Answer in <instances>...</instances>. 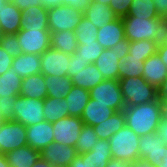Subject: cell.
Returning <instances> with one entry per match:
<instances>
[{
	"label": "cell",
	"mask_w": 167,
	"mask_h": 167,
	"mask_svg": "<svg viewBox=\"0 0 167 167\" xmlns=\"http://www.w3.org/2000/svg\"><path fill=\"white\" fill-rule=\"evenodd\" d=\"M123 112L125 124L139 136L157 132L162 121L161 105L158 99L136 106H127Z\"/></svg>",
	"instance_id": "1"
},
{
	"label": "cell",
	"mask_w": 167,
	"mask_h": 167,
	"mask_svg": "<svg viewBox=\"0 0 167 167\" xmlns=\"http://www.w3.org/2000/svg\"><path fill=\"white\" fill-rule=\"evenodd\" d=\"M122 21L126 42L147 39L160 43L164 40L166 32L164 17L145 19L125 16Z\"/></svg>",
	"instance_id": "2"
},
{
	"label": "cell",
	"mask_w": 167,
	"mask_h": 167,
	"mask_svg": "<svg viewBox=\"0 0 167 167\" xmlns=\"http://www.w3.org/2000/svg\"><path fill=\"white\" fill-rule=\"evenodd\" d=\"M125 106H136L158 99L157 88L149 84L142 76L119 79Z\"/></svg>",
	"instance_id": "3"
},
{
	"label": "cell",
	"mask_w": 167,
	"mask_h": 167,
	"mask_svg": "<svg viewBox=\"0 0 167 167\" xmlns=\"http://www.w3.org/2000/svg\"><path fill=\"white\" fill-rule=\"evenodd\" d=\"M113 159L134 163L139 159V135L126 124L108 140Z\"/></svg>",
	"instance_id": "4"
},
{
	"label": "cell",
	"mask_w": 167,
	"mask_h": 167,
	"mask_svg": "<svg viewBox=\"0 0 167 167\" xmlns=\"http://www.w3.org/2000/svg\"><path fill=\"white\" fill-rule=\"evenodd\" d=\"M139 159L153 167H167V144L157 132L139 136Z\"/></svg>",
	"instance_id": "5"
},
{
	"label": "cell",
	"mask_w": 167,
	"mask_h": 167,
	"mask_svg": "<svg viewBox=\"0 0 167 167\" xmlns=\"http://www.w3.org/2000/svg\"><path fill=\"white\" fill-rule=\"evenodd\" d=\"M84 13L67 5L48 9V28L50 32L74 31L81 22Z\"/></svg>",
	"instance_id": "6"
},
{
	"label": "cell",
	"mask_w": 167,
	"mask_h": 167,
	"mask_svg": "<svg viewBox=\"0 0 167 167\" xmlns=\"http://www.w3.org/2000/svg\"><path fill=\"white\" fill-rule=\"evenodd\" d=\"M44 100L17 96L15 100V121L24 126L34 125L45 121L43 114Z\"/></svg>",
	"instance_id": "7"
},
{
	"label": "cell",
	"mask_w": 167,
	"mask_h": 167,
	"mask_svg": "<svg viewBox=\"0 0 167 167\" xmlns=\"http://www.w3.org/2000/svg\"><path fill=\"white\" fill-rule=\"evenodd\" d=\"M90 98L95 99L97 103L108 105L109 108L123 111L125 103L119 86V80L105 79L90 91Z\"/></svg>",
	"instance_id": "8"
},
{
	"label": "cell",
	"mask_w": 167,
	"mask_h": 167,
	"mask_svg": "<svg viewBox=\"0 0 167 167\" xmlns=\"http://www.w3.org/2000/svg\"><path fill=\"white\" fill-rule=\"evenodd\" d=\"M26 126L14 121L0 122V151L1 154L16 150L27 145Z\"/></svg>",
	"instance_id": "9"
},
{
	"label": "cell",
	"mask_w": 167,
	"mask_h": 167,
	"mask_svg": "<svg viewBox=\"0 0 167 167\" xmlns=\"http://www.w3.org/2000/svg\"><path fill=\"white\" fill-rule=\"evenodd\" d=\"M52 125L54 142L75 147L84 123L80 117L67 116Z\"/></svg>",
	"instance_id": "10"
},
{
	"label": "cell",
	"mask_w": 167,
	"mask_h": 167,
	"mask_svg": "<svg viewBox=\"0 0 167 167\" xmlns=\"http://www.w3.org/2000/svg\"><path fill=\"white\" fill-rule=\"evenodd\" d=\"M16 35L22 53L24 54L32 53L41 55L51 47L49 30H19Z\"/></svg>",
	"instance_id": "11"
},
{
	"label": "cell",
	"mask_w": 167,
	"mask_h": 167,
	"mask_svg": "<svg viewBox=\"0 0 167 167\" xmlns=\"http://www.w3.org/2000/svg\"><path fill=\"white\" fill-rule=\"evenodd\" d=\"M70 55L51 47L40 55L41 74L51 76H68Z\"/></svg>",
	"instance_id": "12"
},
{
	"label": "cell",
	"mask_w": 167,
	"mask_h": 167,
	"mask_svg": "<svg viewBox=\"0 0 167 167\" xmlns=\"http://www.w3.org/2000/svg\"><path fill=\"white\" fill-rule=\"evenodd\" d=\"M97 42L104 49L124 47L126 42L122 18L109 22L97 31Z\"/></svg>",
	"instance_id": "13"
},
{
	"label": "cell",
	"mask_w": 167,
	"mask_h": 167,
	"mask_svg": "<svg viewBox=\"0 0 167 167\" xmlns=\"http://www.w3.org/2000/svg\"><path fill=\"white\" fill-rule=\"evenodd\" d=\"M124 47L104 49L94 64L104 79L119 80V63L122 60Z\"/></svg>",
	"instance_id": "14"
},
{
	"label": "cell",
	"mask_w": 167,
	"mask_h": 167,
	"mask_svg": "<svg viewBox=\"0 0 167 167\" xmlns=\"http://www.w3.org/2000/svg\"><path fill=\"white\" fill-rule=\"evenodd\" d=\"M27 145L41 152L48 144L54 142L53 125L43 121L26 127Z\"/></svg>",
	"instance_id": "15"
},
{
	"label": "cell",
	"mask_w": 167,
	"mask_h": 167,
	"mask_svg": "<svg viewBox=\"0 0 167 167\" xmlns=\"http://www.w3.org/2000/svg\"><path fill=\"white\" fill-rule=\"evenodd\" d=\"M76 155L75 147L56 142L48 144L41 151V157L51 165L69 166Z\"/></svg>",
	"instance_id": "16"
},
{
	"label": "cell",
	"mask_w": 167,
	"mask_h": 167,
	"mask_svg": "<svg viewBox=\"0 0 167 167\" xmlns=\"http://www.w3.org/2000/svg\"><path fill=\"white\" fill-rule=\"evenodd\" d=\"M142 77L156 88L159 87L167 77V66L161 60L158 53L148 57L144 62Z\"/></svg>",
	"instance_id": "17"
},
{
	"label": "cell",
	"mask_w": 167,
	"mask_h": 167,
	"mask_svg": "<svg viewBox=\"0 0 167 167\" xmlns=\"http://www.w3.org/2000/svg\"><path fill=\"white\" fill-rule=\"evenodd\" d=\"M22 11L8 0L0 9V28L4 34H17L22 27Z\"/></svg>",
	"instance_id": "18"
},
{
	"label": "cell",
	"mask_w": 167,
	"mask_h": 167,
	"mask_svg": "<svg viewBox=\"0 0 167 167\" xmlns=\"http://www.w3.org/2000/svg\"><path fill=\"white\" fill-rule=\"evenodd\" d=\"M22 27L20 30L38 29L49 30L48 28V9L39 5L31 6L23 10Z\"/></svg>",
	"instance_id": "19"
},
{
	"label": "cell",
	"mask_w": 167,
	"mask_h": 167,
	"mask_svg": "<svg viewBox=\"0 0 167 167\" xmlns=\"http://www.w3.org/2000/svg\"><path fill=\"white\" fill-rule=\"evenodd\" d=\"M114 113H116V111L109 108L108 105L97 103L95 99L90 98L80 118L85 125L93 127L104 122Z\"/></svg>",
	"instance_id": "20"
},
{
	"label": "cell",
	"mask_w": 167,
	"mask_h": 167,
	"mask_svg": "<svg viewBox=\"0 0 167 167\" xmlns=\"http://www.w3.org/2000/svg\"><path fill=\"white\" fill-rule=\"evenodd\" d=\"M11 68L21 78H25L34 74H40L41 72L40 55L32 53L28 54L21 53L13 58V63L11 65Z\"/></svg>",
	"instance_id": "21"
},
{
	"label": "cell",
	"mask_w": 167,
	"mask_h": 167,
	"mask_svg": "<svg viewBox=\"0 0 167 167\" xmlns=\"http://www.w3.org/2000/svg\"><path fill=\"white\" fill-rule=\"evenodd\" d=\"M84 16L98 29L118 18L108 5L98 1L90 2L84 12Z\"/></svg>",
	"instance_id": "22"
},
{
	"label": "cell",
	"mask_w": 167,
	"mask_h": 167,
	"mask_svg": "<svg viewBox=\"0 0 167 167\" xmlns=\"http://www.w3.org/2000/svg\"><path fill=\"white\" fill-rule=\"evenodd\" d=\"M9 167H32L41 157V152L28 145L5 154Z\"/></svg>",
	"instance_id": "23"
},
{
	"label": "cell",
	"mask_w": 167,
	"mask_h": 167,
	"mask_svg": "<svg viewBox=\"0 0 167 167\" xmlns=\"http://www.w3.org/2000/svg\"><path fill=\"white\" fill-rule=\"evenodd\" d=\"M104 79L94 63H90L83 69L76 71V74L71 77L73 85L90 91Z\"/></svg>",
	"instance_id": "24"
},
{
	"label": "cell",
	"mask_w": 167,
	"mask_h": 167,
	"mask_svg": "<svg viewBox=\"0 0 167 167\" xmlns=\"http://www.w3.org/2000/svg\"><path fill=\"white\" fill-rule=\"evenodd\" d=\"M20 96L42 100L47 98V88L44 75L40 73L22 78Z\"/></svg>",
	"instance_id": "25"
},
{
	"label": "cell",
	"mask_w": 167,
	"mask_h": 167,
	"mask_svg": "<svg viewBox=\"0 0 167 167\" xmlns=\"http://www.w3.org/2000/svg\"><path fill=\"white\" fill-rule=\"evenodd\" d=\"M64 98L67 102L69 116L81 117L84 108L90 99V92L73 85Z\"/></svg>",
	"instance_id": "26"
},
{
	"label": "cell",
	"mask_w": 167,
	"mask_h": 167,
	"mask_svg": "<svg viewBox=\"0 0 167 167\" xmlns=\"http://www.w3.org/2000/svg\"><path fill=\"white\" fill-rule=\"evenodd\" d=\"M50 46L52 49L73 55L78 48V42L74 31L65 30L50 32Z\"/></svg>",
	"instance_id": "27"
},
{
	"label": "cell",
	"mask_w": 167,
	"mask_h": 167,
	"mask_svg": "<svg viewBox=\"0 0 167 167\" xmlns=\"http://www.w3.org/2000/svg\"><path fill=\"white\" fill-rule=\"evenodd\" d=\"M125 125V114L123 111L114 113L110 118L93 126L99 139L109 140L112 135L122 129Z\"/></svg>",
	"instance_id": "28"
},
{
	"label": "cell",
	"mask_w": 167,
	"mask_h": 167,
	"mask_svg": "<svg viewBox=\"0 0 167 167\" xmlns=\"http://www.w3.org/2000/svg\"><path fill=\"white\" fill-rule=\"evenodd\" d=\"M146 59L133 57L124 51L122 60L119 63V79L142 76Z\"/></svg>",
	"instance_id": "29"
},
{
	"label": "cell",
	"mask_w": 167,
	"mask_h": 167,
	"mask_svg": "<svg viewBox=\"0 0 167 167\" xmlns=\"http://www.w3.org/2000/svg\"><path fill=\"white\" fill-rule=\"evenodd\" d=\"M47 88V97L64 98L73 87L71 78L68 76L44 75Z\"/></svg>",
	"instance_id": "30"
},
{
	"label": "cell",
	"mask_w": 167,
	"mask_h": 167,
	"mask_svg": "<svg viewBox=\"0 0 167 167\" xmlns=\"http://www.w3.org/2000/svg\"><path fill=\"white\" fill-rule=\"evenodd\" d=\"M43 114L45 115V120L51 123L69 116L65 98H45Z\"/></svg>",
	"instance_id": "31"
},
{
	"label": "cell",
	"mask_w": 167,
	"mask_h": 167,
	"mask_svg": "<svg viewBox=\"0 0 167 167\" xmlns=\"http://www.w3.org/2000/svg\"><path fill=\"white\" fill-rule=\"evenodd\" d=\"M22 78L10 68L4 74L0 75V98L11 95H20Z\"/></svg>",
	"instance_id": "32"
},
{
	"label": "cell",
	"mask_w": 167,
	"mask_h": 167,
	"mask_svg": "<svg viewBox=\"0 0 167 167\" xmlns=\"http://www.w3.org/2000/svg\"><path fill=\"white\" fill-rule=\"evenodd\" d=\"M112 159L109 141L98 139L95 146L89 151V162L91 167H106Z\"/></svg>",
	"instance_id": "33"
},
{
	"label": "cell",
	"mask_w": 167,
	"mask_h": 167,
	"mask_svg": "<svg viewBox=\"0 0 167 167\" xmlns=\"http://www.w3.org/2000/svg\"><path fill=\"white\" fill-rule=\"evenodd\" d=\"M158 42L143 39L140 41L127 42L125 51L136 58H148L157 53Z\"/></svg>",
	"instance_id": "34"
},
{
	"label": "cell",
	"mask_w": 167,
	"mask_h": 167,
	"mask_svg": "<svg viewBox=\"0 0 167 167\" xmlns=\"http://www.w3.org/2000/svg\"><path fill=\"white\" fill-rule=\"evenodd\" d=\"M127 16H135L145 19L160 17L155 8L153 0H133L131 2L129 14Z\"/></svg>",
	"instance_id": "35"
},
{
	"label": "cell",
	"mask_w": 167,
	"mask_h": 167,
	"mask_svg": "<svg viewBox=\"0 0 167 167\" xmlns=\"http://www.w3.org/2000/svg\"><path fill=\"white\" fill-rule=\"evenodd\" d=\"M98 139L99 138L95 133L94 128L84 124L75 145L77 154H83L91 151V148L95 146Z\"/></svg>",
	"instance_id": "36"
},
{
	"label": "cell",
	"mask_w": 167,
	"mask_h": 167,
	"mask_svg": "<svg viewBox=\"0 0 167 167\" xmlns=\"http://www.w3.org/2000/svg\"><path fill=\"white\" fill-rule=\"evenodd\" d=\"M98 28L92 24L85 16L82 17L81 22L77 25L74 32L78 44H85L97 40Z\"/></svg>",
	"instance_id": "37"
},
{
	"label": "cell",
	"mask_w": 167,
	"mask_h": 167,
	"mask_svg": "<svg viewBox=\"0 0 167 167\" xmlns=\"http://www.w3.org/2000/svg\"><path fill=\"white\" fill-rule=\"evenodd\" d=\"M104 48L96 41L83 44H78V48L74 52L78 59L85 62L94 63Z\"/></svg>",
	"instance_id": "38"
},
{
	"label": "cell",
	"mask_w": 167,
	"mask_h": 167,
	"mask_svg": "<svg viewBox=\"0 0 167 167\" xmlns=\"http://www.w3.org/2000/svg\"><path fill=\"white\" fill-rule=\"evenodd\" d=\"M18 95L4 96L0 98V122L14 120L15 121V100Z\"/></svg>",
	"instance_id": "39"
},
{
	"label": "cell",
	"mask_w": 167,
	"mask_h": 167,
	"mask_svg": "<svg viewBox=\"0 0 167 167\" xmlns=\"http://www.w3.org/2000/svg\"><path fill=\"white\" fill-rule=\"evenodd\" d=\"M0 45L12 57L22 53L16 34H4Z\"/></svg>",
	"instance_id": "40"
},
{
	"label": "cell",
	"mask_w": 167,
	"mask_h": 167,
	"mask_svg": "<svg viewBox=\"0 0 167 167\" xmlns=\"http://www.w3.org/2000/svg\"><path fill=\"white\" fill-rule=\"evenodd\" d=\"M132 1L133 0H110L109 7L118 18H123L129 14Z\"/></svg>",
	"instance_id": "41"
},
{
	"label": "cell",
	"mask_w": 167,
	"mask_h": 167,
	"mask_svg": "<svg viewBox=\"0 0 167 167\" xmlns=\"http://www.w3.org/2000/svg\"><path fill=\"white\" fill-rule=\"evenodd\" d=\"M69 63L70 65L68 67L67 75L70 78L76 74V71H79L80 69H83V67H86L90 64V62H85L81 59H78V56L75 54L70 55Z\"/></svg>",
	"instance_id": "42"
},
{
	"label": "cell",
	"mask_w": 167,
	"mask_h": 167,
	"mask_svg": "<svg viewBox=\"0 0 167 167\" xmlns=\"http://www.w3.org/2000/svg\"><path fill=\"white\" fill-rule=\"evenodd\" d=\"M13 58L0 45V75L4 74L11 68Z\"/></svg>",
	"instance_id": "43"
},
{
	"label": "cell",
	"mask_w": 167,
	"mask_h": 167,
	"mask_svg": "<svg viewBox=\"0 0 167 167\" xmlns=\"http://www.w3.org/2000/svg\"><path fill=\"white\" fill-rule=\"evenodd\" d=\"M69 167H91L89 162V151L87 153L77 154Z\"/></svg>",
	"instance_id": "44"
},
{
	"label": "cell",
	"mask_w": 167,
	"mask_h": 167,
	"mask_svg": "<svg viewBox=\"0 0 167 167\" xmlns=\"http://www.w3.org/2000/svg\"><path fill=\"white\" fill-rule=\"evenodd\" d=\"M90 2L91 0H62V5L71 6L84 13Z\"/></svg>",
	"instance_id": "45"
},
{
	"label": "cell",
	"mask_w": 167,
	"mask_h": 167,
	"mask_svg": "<svg viewBox=\"0 0 167 167\" xmlns=\"http://www.w3.org/2000/svg\"><path fill=\"white\" fill-rule=\"evenodd\" d=\"M11 1L22 12H23V10L27 9L28 7L41 5L40 0H11Z\"/></svg>",
	"instance_id": "46"
},
{
	"label": "cell",
	"mask_w": 167,
	"mask_h": 167,
	"mask_svg": "<svg viewBox=\"0 0 167 167\" xmlns=\"http://www.w3.org/2000/svg\"><path fill=\"white\" fill-rule=\"evenodd\" d=\"M153 3L160 17H164L167 14V0H153Z\"/></svg>",
	"instance_id": "47"
},
{
	"label": "cell",
	"mask_w": 167,
	"mask_h": 167,
	"mask_svg": "<svg viewBox=\"0 0 167 167\" xmlns=\"http://www.w3.org/2000/svg\"><path fill=\"white\" fill-rule=\"evenodd\" d=\"M157 96L159 101H167V77L164 82L157 87Z\"/></svg>",
	"instance_id": "48"
},
{
	"label": "cell",
	"mask_w": 167,
	"mask_h": 167,
	"mask_svg": "<svg viewBox=\"0 0 167 167\" xmlns=\"http://www.w3.org/2000/svg\"><path fill=\"white\" fill-rule=\"evenodd\" d=\"M157 53L159 54V56L161 57V60L165 63V65L167 66V44H165L163 41H161L158 44V48H157Z\"/></svg>",
	"instance_id": "49"
},
{
	"label": "cell",
	"mask_w": 167,
	"mask_h": 167,
	"mask_svg": "<svg viewBox=\"0 0 167 167\" xmlns=\"http://www.w3.org/2000/svg\"><path fill=\"white\" fill-rule=\"evenodd\" d=\"M157 133L163 138L165 144H167V120H162Z\"/></svg>",
	"instance_id": "50"
},
{
	"label": "cell",
	"mask_w": 167,
	"mask_h": 167,
	"mask_svg": "<svg viewBox=\"0 0 167 167\" xmlns=\"http://www.w3.org/2000/svg\"><path fill=\"white\" fill-rule=\"evenodd\" d=\"M131 163L119 159H111L106 167H130Z\"/></svg>",
	"instance_id": "51"
},
{
	"label": "cell",
	"mask_w": 167,
	"mask_h": 167,
	"mask_svg": "<svg viewBox=\"0 0 167 167\" xmlns=\"http://www.w3.org/2000/svg\"><path fill=\"white\" fill-rule=\"evenodd\" d=\"M40 1H41V6L47 9L62 5V0H40Z\"/></svg>",
	"instance_id": "52"
},
{
	"label": "cell",
	"mask_w": 167,
	"mask_h": 167,
	"mask_svg": "<svg viewBox=\"0 0 167 167\" xmlns=\"http://www.w3.org/2000/svg\"><path fill=\"white\" fill-rule=\"evenodd\" d=\"M32 167H52V165L48 161L40 157Z\"/></svg>",
	"instance_id": "53"
},
{
	"label": "cell",
	"mask_w": 167,
	"mask_h": 167,
	"mask_svg": "<svg viewBox=\"0 0 167 167\" xmlns=\"http://www.w3.org/2000/svg\"><path fill=\"white\" fill-rule=\"evenodd\" d=\"M130 167H153V166L142 159H138L134 163H131Z\"/></svg>",
	"instance_id": "54"
},
{
	"label": "cell",
	"mask_w": 167,
	"mask_h": 167,
	"mask_svg": "<svg viewBox=\"0 0 167 167\" xmlns=\"http://www.w3.org/2000/svg\"><path fill=\"white\" fill-rule=\"evenodd\" d=\"M162 120H167V101H160Z\"/></svg>",
	"instance_id": "55"
},
{
	"label": "cell",
	"mask_w": 167,
	"mask_h": 167,
	"mask_svg": "<svg viewBox=\"0 0 167 167\" xmlns=\"http://www.w3.org/2000/svg\"><path fill=\"white\" fill-rule=\"evenodd\" d=\"M0 167H9L6 156L3 154L0 155Z\"/></svg>",
	"instance_id": "56"
},
{
	"label": "cell",
	"mask_w": 167,
	"mask_h": 167,
	"mask_svg": "<svg viewBox=\"0 0 167 167\" xmlns=\"http://www.w3.org/2000/svg\"><path fill=\"white\" fill-rule=\"evenodd\" d=\"M91 1H98V2L105 4V5H108V6L110 4V0H91Z\"/></svg>",
	"instance_id": "57"
},
{
	"label": "cell",
	"mask_w": 167,
	"mask_h": 167,
	"mask_svg": "<svg viewBox=\"0 0 167 167\" xmlns=\"http://www.w3.org/2000/svg\"><path fill=\"white\" fill-rule=\"evenodd\" d=\"M7 1L8 0H0V9L2 8L3 5H5Z\"/></svg>",
	"instance_id": "58"
},
{
	"label": "cell",
	"mask_w": 167,
	"mask_h": 167,
	"mask_svg": "<svg viewBox=\"0 0 167 167\" xmlns=\"http://www.w3.org/2000/svg\"><path fill=\"white\" fill-rule=\"evenodd\" d=\"M3 36H4V32H3V30L0 28V43H1V40L3 39Z\"/></svg>",
	"instance_id": "59"
},
{
	"label": "cell",
	"mask_w": 167,
	"mask_h": 167,
	"mask_svg": "<svg viewBox=\"0 0 167 167\" xmlns=\"http://www.w3.org/2000/svg\"><path fill=\"white\" fill-rule=\"evenodd\" d=\"M163 42H164L165 44H167V27H166V32H165V35H164V40H163Z\"/></svg>",
	"instance_id": "60"
},
{
	"label": "cell",
	"mask_w": 167,
	"mask_h": 167,
	"mask_svg": "<svg viewBox=\"0 0 167 167\" xmlns=\"http://www.w3.org/2000/svg\"><path fill=\"white\" fill-rule=\"evenodd\" d=\"M164 21H165V24H166V27H167V14L164 16Z\"/></svg>",
	"instance_id": "61"
},
{
	"label": "cell",
	"mask_w": 167,
	"mask_h": 167,
	"mask_svg": "<svg viewBox=\"0 0 167 167\" xmlns=\"http://www.w3.org/2000/svg\"><path fill=\"white\" fill-rule=\"evenodd\" d=\"M52 167H69V166H62V165H52Z\"/></svg>",
	"instance_id": "62"
}]
</instances>
